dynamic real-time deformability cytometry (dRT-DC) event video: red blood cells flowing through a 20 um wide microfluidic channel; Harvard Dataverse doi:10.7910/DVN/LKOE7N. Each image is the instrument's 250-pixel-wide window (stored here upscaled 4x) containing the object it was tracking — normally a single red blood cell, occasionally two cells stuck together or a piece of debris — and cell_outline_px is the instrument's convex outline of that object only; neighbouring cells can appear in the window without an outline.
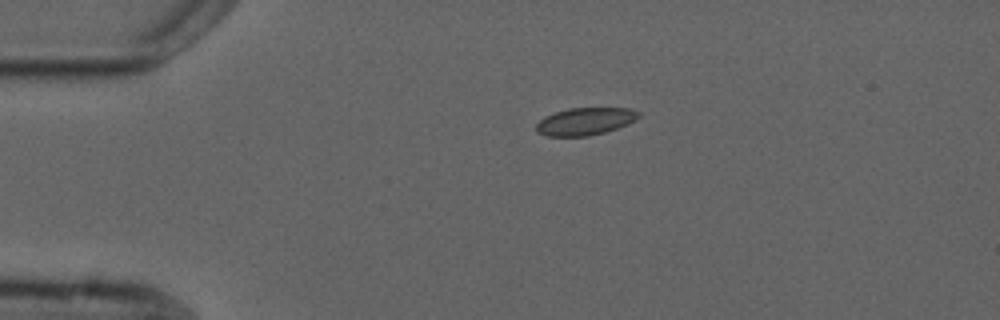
{"species": "common noctule bat (a hibernating species)", "species_latin": "Nyctalus noctula", "temperature_condition": "cold", "stored_images_in_passage": 2, "camera_frame_rate_fps": 3000, "um_per_image_px": 0.085, "animal": {"sex": "male", "forearm_length_mm": 52.5}, "frame": {"image": 1, "passage_image": 1, "time_ms": 0.0, "image_size_px": [1000, 320], "cell_outline_px": [[640, 116], [636, 120], [628, 124], [604, 132], [588, 136], [548, 136], [536, 132], [536, 124], [544, 116], [568, 108], [628, 108], [640, 112]], "centroid_in_image_um": [49.73, 10.31], "position_along_channel_um": 35.3, "area_um2": 16.36}}